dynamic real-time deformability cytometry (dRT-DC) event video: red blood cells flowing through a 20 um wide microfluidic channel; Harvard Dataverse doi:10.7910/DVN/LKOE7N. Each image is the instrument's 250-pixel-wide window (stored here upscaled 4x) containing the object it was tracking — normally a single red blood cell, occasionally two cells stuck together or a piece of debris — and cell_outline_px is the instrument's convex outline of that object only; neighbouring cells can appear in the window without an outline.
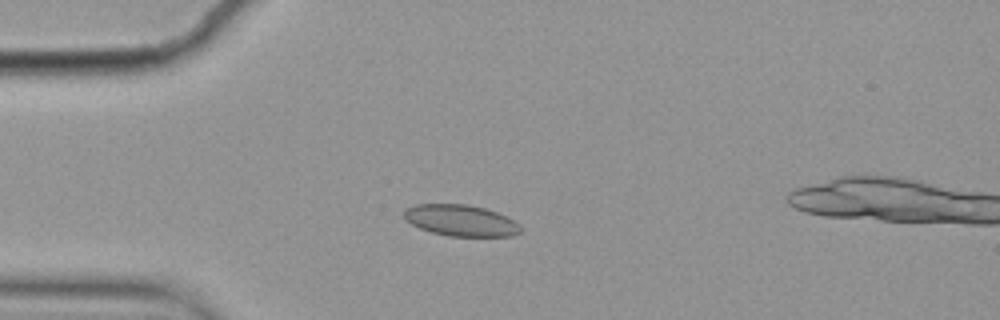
{"species": "common noctule bat (a hibernating species)", "species_latin": "Nyctalus noctula", "temperature_condition": "cold", "stored_images_in_passage": 13, "camera_frame_rate_fps": 3000, "um_per_image_px": 0.085, "animal": {"sex": "female", "body_mass_g": 19.9}, "frame": {"image": 1, "passage_image": 1, "time_ms": 0.0, "image_size_px": [1000, 320], "cell_outline_px": [[520, 232], [512, 236], [448, 236], [432, 232], [420, 228], [404, 220], [404, 212], [408, 208], [416, 204], [468, 204], [484, 208], [508, 216], [516, 220], [520, 224]], "centroid_in_image_um": [39.19, 18.74], "position_along_channel_um": 45.8, "area_um2": 21.33}}
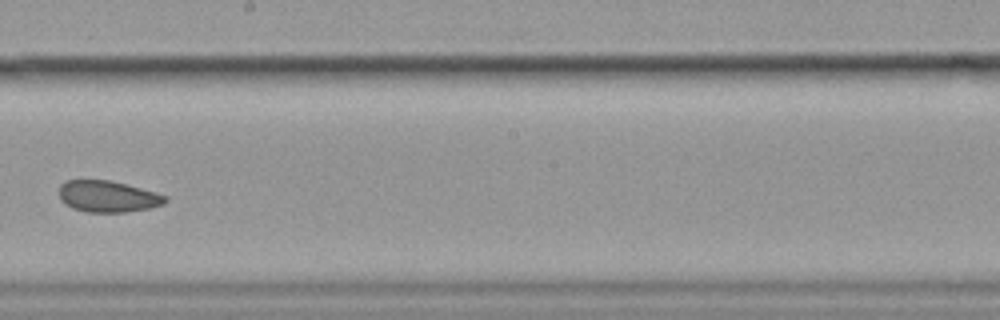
{"frame": {"image": 2, "passage_image": 6, "time_ms": 1.667, "image_size_px": [1000, 320], "cell_outline_px": [[168, 200], [164, 204], [148, 208], [124, 212], [88, 212], [72, 208], [64, 204], [60, 200], [60, 184], [64, 180], [108, 180], [156, 192], [168, 196]], "centroid_in_image_um": [9.15, 16.7], "position_along_channel_um": 239.1, "area_um2": 19.42}}
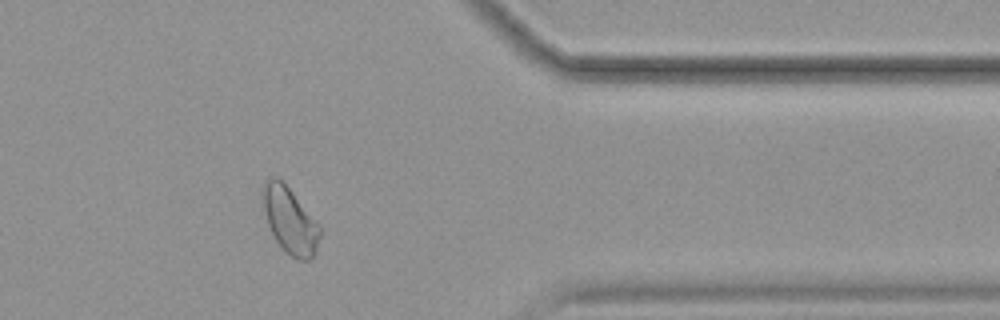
{"frame": {"image": 3, "passage_image": 10, "time_ms": 3.0, "image_size_px": [1000, 320], "cell_outline_px": [[320, 236], [316, 252], [312, 260], [300, 260], [284, 252], [276, 240], [268, 224], [260, 192], [260, 188], [272, 176], [276, 176], [288, 188], [320, 224]], "centroid_in_image_um": [24.65, 18.75], "position_along_channel_um": 386.8, "area_um2": 21.96}}